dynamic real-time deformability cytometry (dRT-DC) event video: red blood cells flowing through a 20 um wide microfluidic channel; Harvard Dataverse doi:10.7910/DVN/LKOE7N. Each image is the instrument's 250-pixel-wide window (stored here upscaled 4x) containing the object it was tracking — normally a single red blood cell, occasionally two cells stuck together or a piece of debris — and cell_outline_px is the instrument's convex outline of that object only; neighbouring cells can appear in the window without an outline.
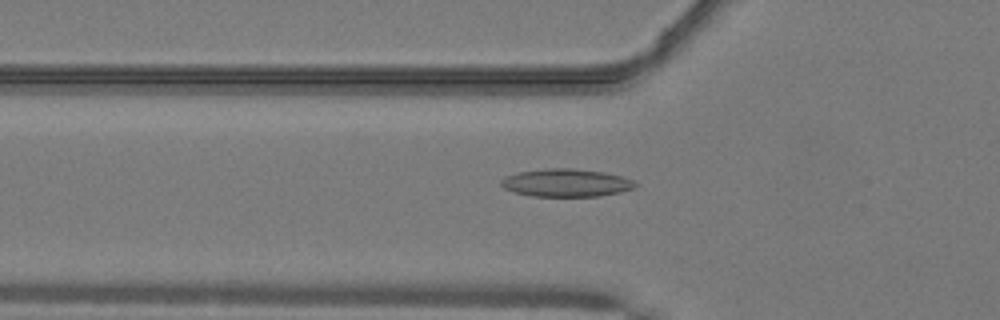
{"species": "common noctule bat (a hibernating species)", "species_latin": "Nyctalus noctula", "temperature_condition": "warm", "stored_images_in_passage": 35, "camera_frame_rate_fps": 3000, "um_per_image_px": 0.085, "animal": {"sex": "male", "body_mass_g": 19.2, "forearm_length_mm": 51.8}, "frame": {"image": 1, "passage_image": 2, "time_ms": 0.333, "image_size_px": [1000, 320], "cell_outline_px": [[636, 188], [620, 192], [600, 196], [532, 196], [512, 192], [504, 188], [500, 184], [500, 180], [504, 176], [520, 172], [544, 168], [572, 168], [604, 172], [620, 176], [632, 180], [636, 184]], "centroid_in_image_um": [48.09, 15.54], "position_along_channel_um": 77.7, "area_um2": 21.85}}
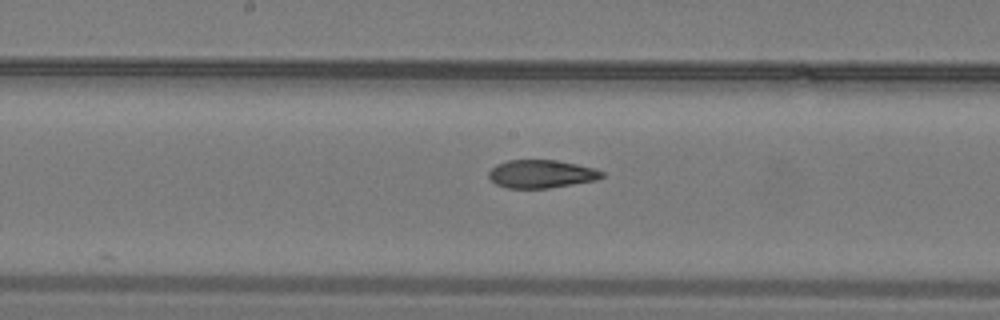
{"frame": {"image": 2, "passage_image": 11, "time_ms": 3.333, "image_size_px": [1000, 320], "cell_outline_px": [[604, 176], [596, 180], [548, 188], [508, 188], [496, 184], [488, 176], [488, 172], [496, 164], [508, 160], [556, 160], [596, 168], [604, 172]], "centroid_in_image_um": [46.02, 14.78], "position_along_channel_um": 202.2, "area_um2": 18.5}}
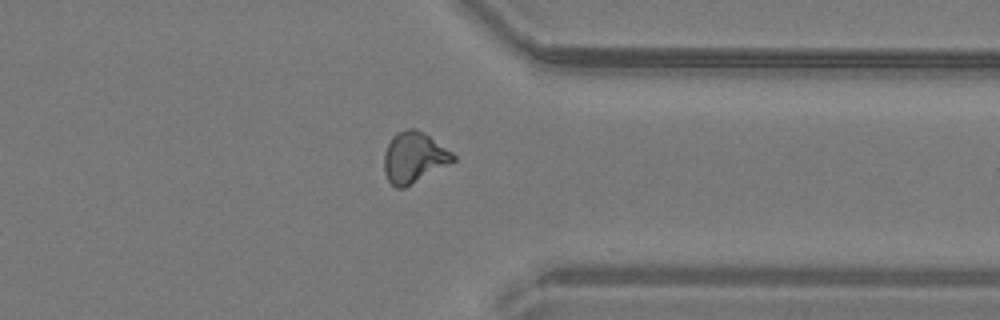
{"frame": {"image": 3, "passage_image": 24, "time_ms": 7.667, "image_size_px": [1000, 320], "cell_outline_px": [[456, 160], [404, 188], [396, 188], [388, 180], [384, 172], [384, 152], [392, 136], [396, 132], [408, 128], [416, 128], [452, 152], [456, 156]], "centroid_in_image_um": [35.16, 13.38], "position_along_channel_um": 376.2, "area_um2": 20.23}, "authors_computed_cell_mechanics": {"area_um2": 19.363, "velocity_mm_per_s": 4.1055, "shape_relaxation_time_tau1_ms": null, "shape_relaxation_time_tau2_ms": 1.6101, "deformation_change_tau1": null, "deformation_change_tau2": 0.0767}}